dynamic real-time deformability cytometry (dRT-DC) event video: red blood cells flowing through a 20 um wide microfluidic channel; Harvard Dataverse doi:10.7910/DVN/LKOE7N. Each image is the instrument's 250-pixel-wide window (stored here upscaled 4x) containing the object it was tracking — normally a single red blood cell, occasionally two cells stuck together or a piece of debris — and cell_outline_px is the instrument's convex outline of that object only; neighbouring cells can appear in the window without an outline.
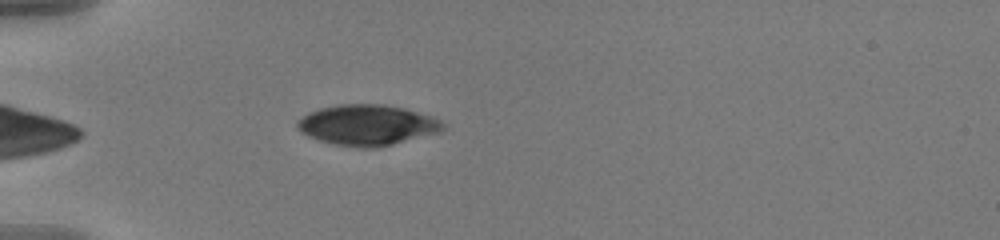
{"species": "human", "species_latin": "Homo sapiens", "temperature_condition": "warm", "stored_images_in_passage": 40, "camera_frame_rate_fps": 3000, "um_per_image_px": 0.085, "donor": {"sex": "male"}, "frame": {"image": 1, "passage_image": 1, "time_ms": 0.0, "image_size_px": [1000, 240], "cell_outline_px": [[444, 128], [440, 132], [376, 148], [356, 148], [332, 144], [308, 136], [300, 132], [296, 124], [296, 120], [308, 112], [320, 108], [340, 104], [380, 104], [404, 108], [432, 116], [440, 120], [444, 124]], "centroid_in_image_um": [31.18, 10.63], "position_along_channel_um": 53.8, "area_um2": 34.56}}
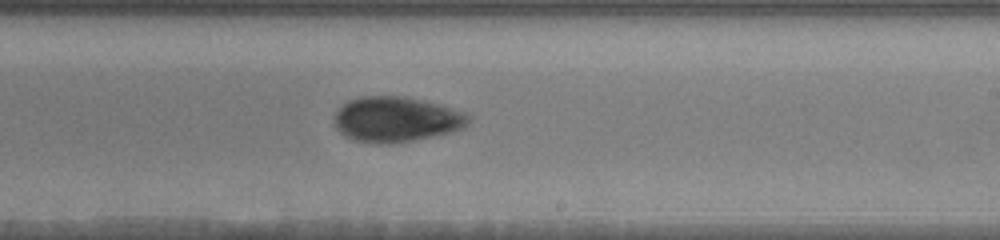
{"frame": {"image": 2, "passage_image": 19, "time_ms": 6.0, "image_size_px": [1000, 240], "cell_outline_px": [[472, 116], [468, 124], [464, 128], [452, 132], [412, 140], [388, 144], [380, 144], [352, 140], [344, 136], [336, 128], [332, 116], [348, 100], [360, 96], [404, 96], [424, 100], [440, 104], [464, 112]], "centroid_in_image_um": [33.67, 10.14], "position_along_channel_um": 255.3, "area_um2": 35.72}}
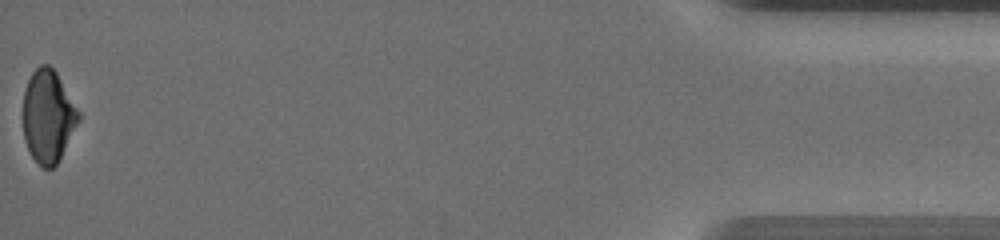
{"frame": {"image": 3, "passage_image": 40, "time_ms": 13.0, "image_size_px": [1000, 240], "cell_outline_px": [[80, 120], [60, 160], [52, 168], [44, 168], [32, 156], [28, 148], [24, 136], [24, 92], [28, 80], [32, 72], [40, 64], [48, 64], [56, 72], [80, 112]], "centroid_in_image_um": [4.11, 9.88], "position_along_channel_um": 431.1, "area_um2": 29.77}, "authors_computed_cell_mechanics": {"area_um2": 33.5529, "velocity_mm_per_s": 3.6453, "shape_relaxation_time_tau1_ms": 4.1323, "shape_relaxation_time_tau2_ms": 4.7888, "deformation_change_tau1": 0.1246, "deformation_change_tau2": 0.0792}}